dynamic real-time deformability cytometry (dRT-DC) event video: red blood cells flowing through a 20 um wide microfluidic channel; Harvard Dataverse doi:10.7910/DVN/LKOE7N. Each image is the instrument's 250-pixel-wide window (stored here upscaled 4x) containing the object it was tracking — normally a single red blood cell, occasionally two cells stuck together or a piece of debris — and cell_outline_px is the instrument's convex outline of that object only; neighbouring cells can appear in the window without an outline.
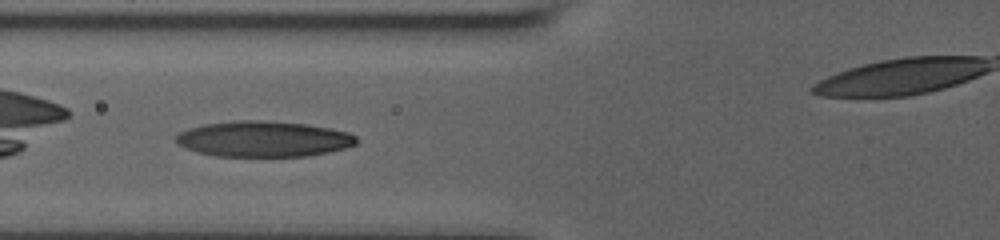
{"species": "human", "species_latin": "Homo sapiens", "temperature_condition": "room temperature", "stored_images_in_passage": 8, "camera_frame_rate_fps": 3000, "um_per_image_px": 0.085, "donor": {"sex": "male"}, "frame": {"image": 1, "passage_image": 3, "time_ms": 1.0, "image_size_px": [1000, 240], "cell_outline_px": [[356, 144], [344, 148], [328, 152], [308, 156], [216, 156], [196, 152], [184, 148], [176, 140], [176, 136], [180, 132], [188, 128], [204, 124], [236, 120], [260, 120], [304, 124], [328, 128], [348, 132], [356, 136]], "centroid_in_image_um": [22.37, 11.81], "position_along_channel_um": 103.4, "area_um2": 37.4}}
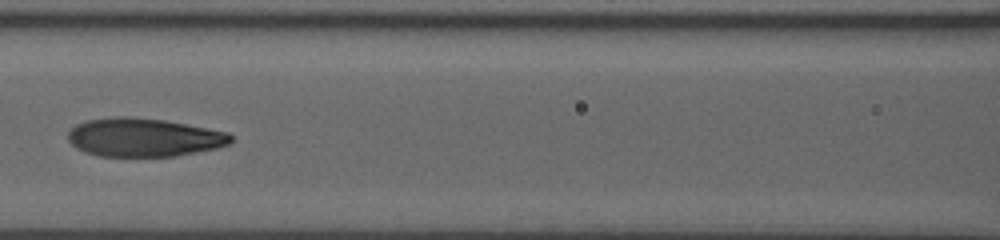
{"frame": {"image": 2, "passage_image": 6, "time_ms": 2.333, "image_size_px": [1000, 240], "cell_outline_px": [[232, 140], [228, 144], [216, 148], [196, 152], [172, 156], [100, 156], [84, 152], [76, 148], [68, 140], [68, 132], [76, 124], [84, 120], [112, 116], [128, 116], [164, 120], [208, 128], [228, 132], [232, 136]], "centroid_in_image_um": [12.18, 11.67], "position_along_channel_um": 154.4, "area_um2": 36.59}}